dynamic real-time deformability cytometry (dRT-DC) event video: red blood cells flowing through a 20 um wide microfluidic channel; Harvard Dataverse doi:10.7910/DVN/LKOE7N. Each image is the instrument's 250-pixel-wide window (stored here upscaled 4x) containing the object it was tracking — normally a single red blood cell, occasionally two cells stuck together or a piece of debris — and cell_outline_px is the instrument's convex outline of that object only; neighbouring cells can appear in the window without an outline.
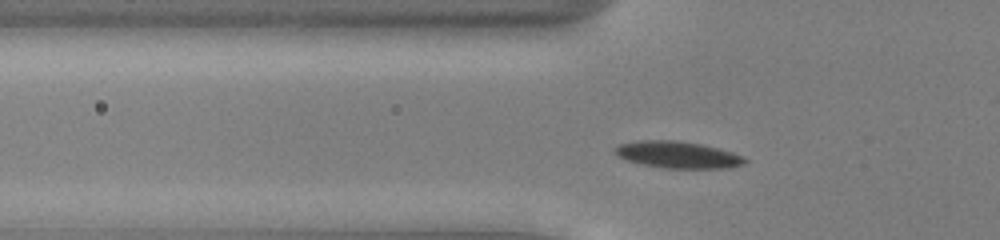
{"species": "common noctule bat (a hibernating species)", "species_latin": "Nyctalus noctula", "temperature_condition": "cold", "stored_images_in_passage": 23, "camera_frame_rate_fps": 3000, "um_per_image_px": 0.085, "animal": {"sex": "male", "body_mass_g": 13.0, "forearm_length_mm": 53.1}, "frame": {"image": 1, "passage_image": 8, "time_ms": 2.333, "image_size_px": [1000, 240], "cell_outline_px": [[748, 160], [744, 164], [724, 168], [664, 168], [644, 164], [628, 160], [616, 156], [612, 152], [612, 148], [620, 144], [636, 140], [680, 140], [704, 144], [732, 152], [744, 156]], "centroid_in_image_um": [57.58, 13.13], "position_along_channel_um": 68.2, "area_um2": 20.52}}
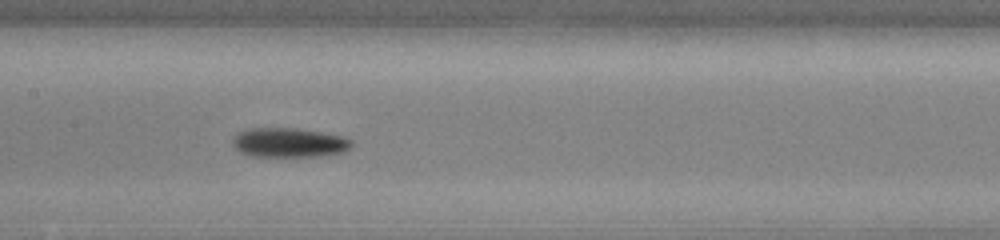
{"frame": {"image": 2, "passage_image": 17, "time_ms": 5.333, "image_size_px": [1000, 240], "cell_outline_px": [[352, 144], [344, 152], [320, 156], [252, 156], [240, 152], [232, 144], [232, 140], [240, 132], [252, 128], [296, 128], [344, 136], [352, 140]], "centroid_in_image_um": [24.59, 12.12], "position_along_channel_um": 182.8, "area_um2": 20.23}}
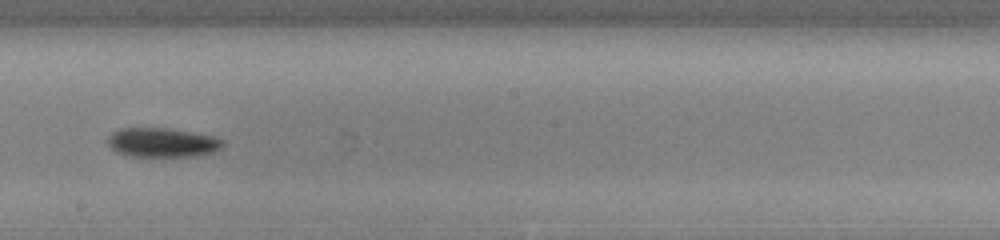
{"frame": {"image": 3, "passage_image": 21, "time_ms": 6.667, "image_size_px": [1000, 240], "cell_outline_px": [[224, 144], [220, 148], [212, 152], [196, 156], [128, 156], [116, 152], [108, 144], [108, 136], [112, 132], [120, 128], [172, 128], [216, 136], [224, 140]], "centroid_in_image_um": [13.81, 12.1], "position_along_channel_um": 234.4, "area_um2": 19.83}}